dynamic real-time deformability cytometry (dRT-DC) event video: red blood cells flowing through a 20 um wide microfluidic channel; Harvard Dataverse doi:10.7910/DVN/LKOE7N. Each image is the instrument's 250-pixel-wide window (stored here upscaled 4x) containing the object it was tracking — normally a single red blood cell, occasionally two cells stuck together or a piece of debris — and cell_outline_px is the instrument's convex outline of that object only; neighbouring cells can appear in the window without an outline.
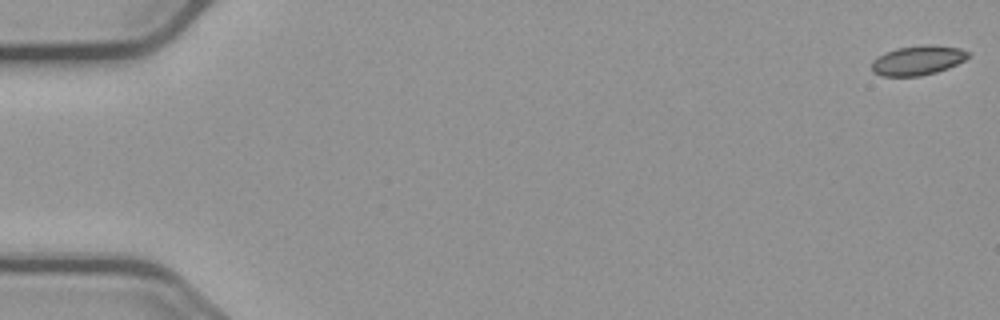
{"species": "common noctule bat (a hibernating species)", "species_latin": "Nyctalus noctula", "temperature_condition": "cold", "stored_images_in_passage": 12, "camera_frame_rate_fps": 3000, "um_per_image_px": 0.085, "animal": {"sex": "male", "body_mass_g": 23.1, "forearm_length_mm": 52.7}, "frame": {"image": 1, "passage_image": 1, "time_ms": 0.0, "image_size_px": [1000, 320], "cell_outline_px": [[968, 56], [964, 60], [948, 68], [936, 72], [920, 76], [880, 76], [872, 72], [872, 60], [876, 56], [884, 52], [896, 48], [924, 44], [928, 44], [960, 48], [968, 52]], "centroid_in_image_um": [77.95, 5.12], "position_along_channel_um": 7.1, "area_um2": 16.7}}